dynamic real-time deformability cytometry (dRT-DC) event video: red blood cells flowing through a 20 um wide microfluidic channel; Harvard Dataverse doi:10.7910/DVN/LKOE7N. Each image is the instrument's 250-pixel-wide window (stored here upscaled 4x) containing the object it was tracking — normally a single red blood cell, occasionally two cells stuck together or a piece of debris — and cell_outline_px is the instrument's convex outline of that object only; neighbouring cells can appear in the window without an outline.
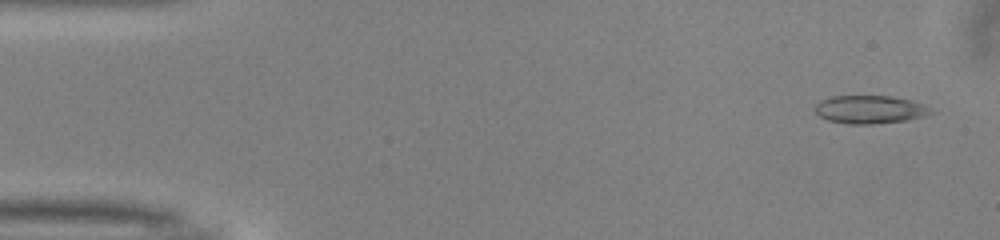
{"species": "common noctule bat (a hibernating species)", "species_latin": "Nyctalus noctula", "temperature_condition": "warm", "stored_images_in_passage": 49, "camera_frame_rate_fps": 3000, "um_per_image_px": 0.085, "animal": {"sex": "male", "body_mass_g": 13.0, "forearm_length_mm": 53.1}, "frame": {"image": 1, "passage_image": 1, "time_ms": 0.0, "image_size_px": [1000, 240], "cell_outline_px": [[932, 112], [924, 116], [908, 120], [872, 124], [844, 124], [828, 120], [820, 116], [816, 112], [816, 104], [820, 100], [832, 96], [892, 96], [912, 100], [932, 108]], "centroid_in_image_um": [73.94, 9.31], "position_along_channel_um": 11.1, "area_um2": 19.02}}
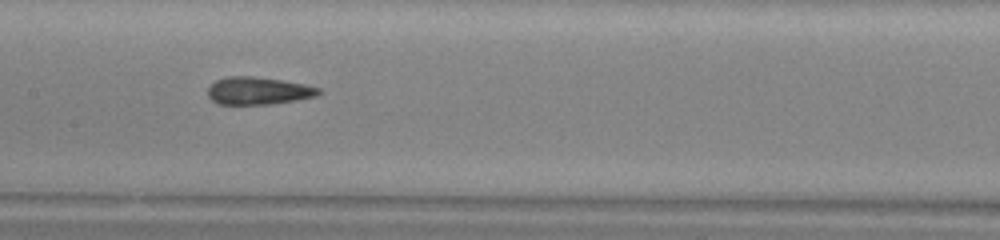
{"frame": {"image": 2, "passage_image": 23, "time_ms": 7.333, "image_size_px": [1000, 240], "cell_outline_px": [[324, 92], [316, 96], [296, 100], [268, 104], [216, 104], [208, 96], [208, 88], [216, 80], [228, 76], [252, 76], [280, 80], [304, 84], [320, 88]], "centroid_in_image_um": [21.96, 7.72], "position_along_channel_um": 185.4, "area_um2": 17.74}}
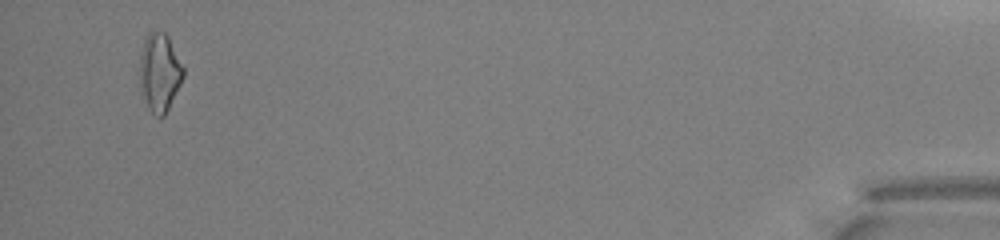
{"frame": {"image": 3, "passage_image": 47, "time_ms": 15.333, "image_size_px": [1000, 240], "cell_outline_px": [[184, 76], [164, 116], [156, 116], [152, 112], [144, 96], [140, 76], [140, 56], [144, 40], [148, 32], [164, 32], [168, 36], [184, 68]], "centroid_in_image_um": [13.58, 6.11], "position_along_channel_um": 421.6, "area_um2": 19.25}, "authors_computed_cell_mechanics": {"area_um2": 17.918, "velocity_mm_per_s": 4.0258, "shape_relaxation_time_tau1_ms": 7.4209, "shape_relaxation_time_tau2_ms": 2.9335, "deformation_change_tau1": 0.1725, "deformation_change_tau2": 0.1099}}